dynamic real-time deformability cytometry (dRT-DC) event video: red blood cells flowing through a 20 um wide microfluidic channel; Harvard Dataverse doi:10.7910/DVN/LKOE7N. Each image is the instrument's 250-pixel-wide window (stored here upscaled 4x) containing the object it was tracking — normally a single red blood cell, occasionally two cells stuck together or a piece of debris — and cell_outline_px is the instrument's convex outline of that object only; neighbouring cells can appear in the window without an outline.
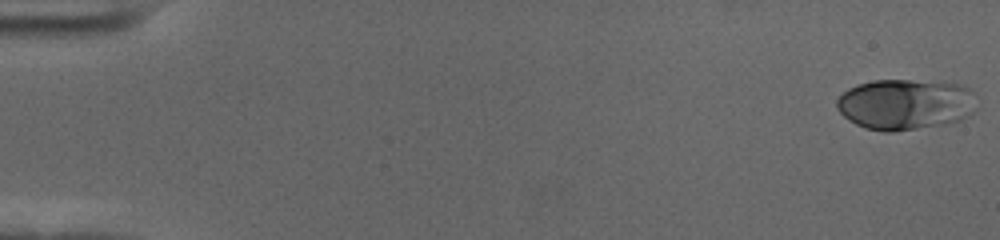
{"species": "human", "species_latin": "Homo sapiens", "temperature_condition": "cold", "stored_images_in_passage": 56, "camera_frame_rate_fps": 3000, "um_per_image_px": 0.085, "donor": {"sex": "female"}, "frame": {"image": 1, "passage_image": 1, "time_ms": 0.0, "image_size_px": [1000, 240], "cell_outline_px": [[976, 108], [968, 116], [960, 120], [944, 124], [892, 132], [884, 132], [864, 128], [848, 120], [836, 108], [836, 100], [848, 88], [856, 84], [872, 80], [908, 80], [960, 84], [968, 88], [972, 92]], "centroid_in_image_um": [76.91, 8.87], "position_along_channel_um": 8.1, "area_um2": 41.44}}
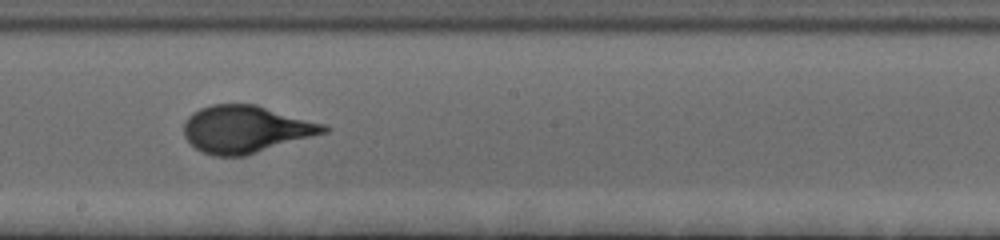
{"frame": {"image": 2, "passage_image": 32, "time_ms": 10.333, "image_size_px": [1000, 240], "cell_outline_px": [[332, 128], [328, 132], [244, 156], [212, 156], [200, 152], [184, 136], [184, 120], [192, 112], [200, 108], [212, 104], [256, 104], [324, 124]], "centroid_in_image_um": [20.88, 10.98], "position_along_channel_um": 227.3, "area_um2": 38.61}}
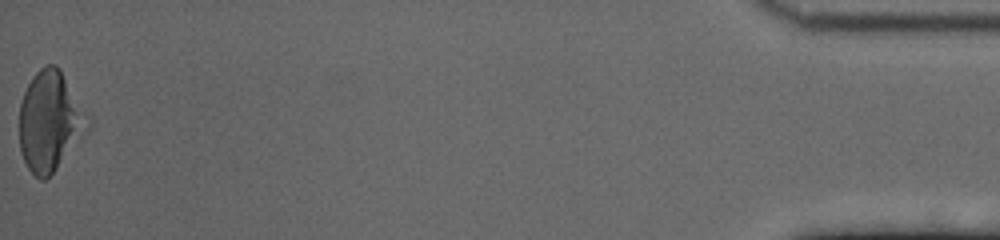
{"frame": {"image": 3, "passage_image": 56, "time_ms": 18.333, "image_size_px": [1000, 240], "cell_outline_px": [[92, 128], [56, 168], [44, 180], [40, 180], [28, 168], [20, 152], [20, 104], [24, 92], [32, 76], [40, 68], [48, 64], [56, 64], [60, 68], [92, 120]], "centroid_in_image_um": [4.29, 10.28], "position_along_channel_um": 430.9, "area_um2": 40.11}, "authors_computed_cell_mechanics": {"area_um2": 38.2058, "velocity_mm_per_s": 3.6647, "shape_relaxation_time_tau1_ms": 3.7637, "shape_relaxation_time_tau2_ms": null, "deformation_change_tau1": 0.189, "deformation_change_tau2": null}}